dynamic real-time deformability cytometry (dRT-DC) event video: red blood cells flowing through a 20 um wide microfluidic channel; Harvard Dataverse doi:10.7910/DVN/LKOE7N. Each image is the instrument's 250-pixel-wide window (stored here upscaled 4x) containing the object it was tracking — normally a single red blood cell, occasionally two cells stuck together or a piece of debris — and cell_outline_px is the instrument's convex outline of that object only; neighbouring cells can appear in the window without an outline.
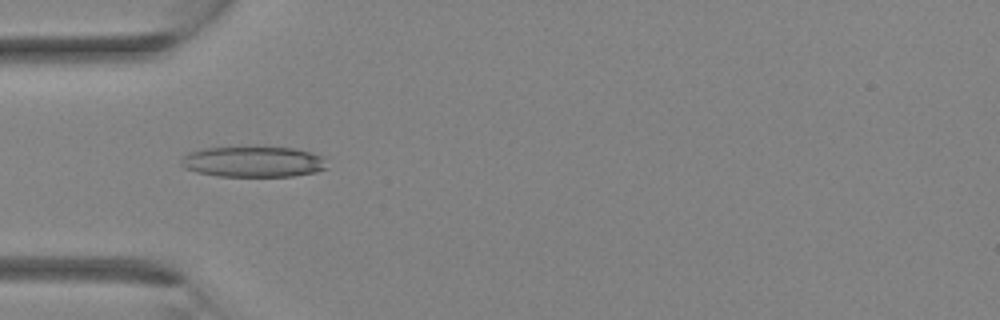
{"species": "Egyptian fruit bat (a non-hibernating species)", "species_latin": "Rousettus aegyptiacus", "temperature_condition": "room temperature", "stored_images_in_passage": 3, "camera_frame_rate_fps": 3000, "um_per_image_px": 0.085, "animal": {"sex": "female"}, "frame": {"image": 1, "passage_image": 3, "time_ms": 0.667, "image_size_px": [1000, 320], "cell_outline_px": [[324, 168], [316, 172], [292, 176], [216, 176], [196, 172], [184, 168], [180, 164], [180, 160], [188, 152], [204, 148], [292, 148], [312, 152], [324, 156]], "centroid_in_image_um": [21.48, 13.76], "position_along_channel_um": 63.5, "area_um2": 25.84}}